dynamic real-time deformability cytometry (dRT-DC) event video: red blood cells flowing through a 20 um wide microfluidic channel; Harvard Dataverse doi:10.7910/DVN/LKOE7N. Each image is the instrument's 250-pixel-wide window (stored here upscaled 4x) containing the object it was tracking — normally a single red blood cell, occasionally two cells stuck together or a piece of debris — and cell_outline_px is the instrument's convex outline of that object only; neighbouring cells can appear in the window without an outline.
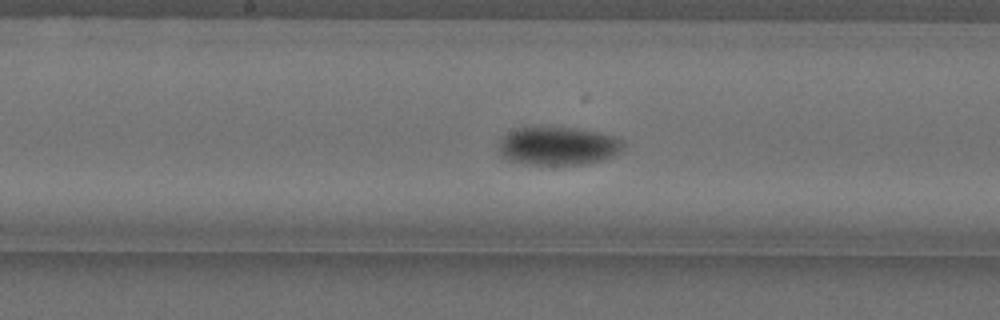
{"species": "Egyptian fruit bat (a non-hibernating species)", "species_latin": "Rousettus aegyptiacus", "temperature_condition": "cold", "stored_images_in_passage": 42, "camera_frame_rate_fps": 3000, "um_per_image_px": 0.085, "animal": {"sex": "female"}, "frame": {"image": 1, "passage_image": 22, "time_ms": 7.0, "image_size_px": [1000, 320], "cell_outline_px": [[624, 144], [612, 156], [604, 160], [584, 164], [528, 164], [508, 160], [500, 156], [500, 140], [504, 136], [516, 128], [572, 128], [596, 132], [616, 136]], "centroid_in_image_um": [47.41, 12.42], "position_along_channel_um": 200.8, "area_um2": 27.22}}
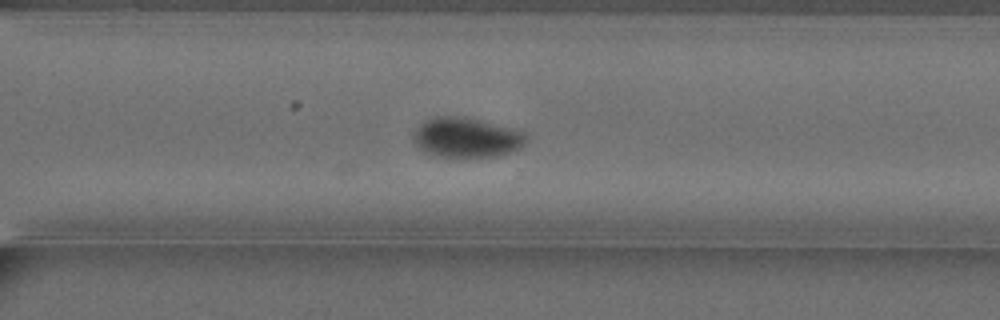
{"frame": {"image": 2, "passage_image": 33, "time_ms": 10.667, "image_size_px": [1000, 320], "cell_outline_px": [[528, 140], [520, 148], [496, 156], [440, 156], [420, 148], [416, 144], [416, 128], [424, 120], [440, 116], [464, 116], [524, 132]], "centroid_in_image_um": [39.68, 11.67], "position_along_channel_um": 330.9, "area_um2": 25.37}}
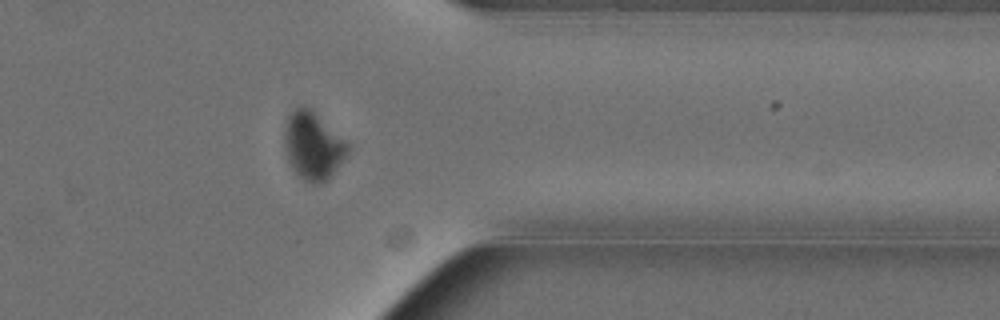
{"frame": {"image": 3, "passage_image": 38, "time_ms": 12.333, "image_size_px": [1000, 320], "cell_outline_px": [[348, 152], [324, 184], [312, 184], [304, 180], [288, 164], [284, 152], [284, 132], [288, 116], [296, 108], [312, 108], [348, 144]], "centroid_in_image_um": [26.56, 12.42], "position_along_channel_um": 384.8, "area_um2": 24.74}}